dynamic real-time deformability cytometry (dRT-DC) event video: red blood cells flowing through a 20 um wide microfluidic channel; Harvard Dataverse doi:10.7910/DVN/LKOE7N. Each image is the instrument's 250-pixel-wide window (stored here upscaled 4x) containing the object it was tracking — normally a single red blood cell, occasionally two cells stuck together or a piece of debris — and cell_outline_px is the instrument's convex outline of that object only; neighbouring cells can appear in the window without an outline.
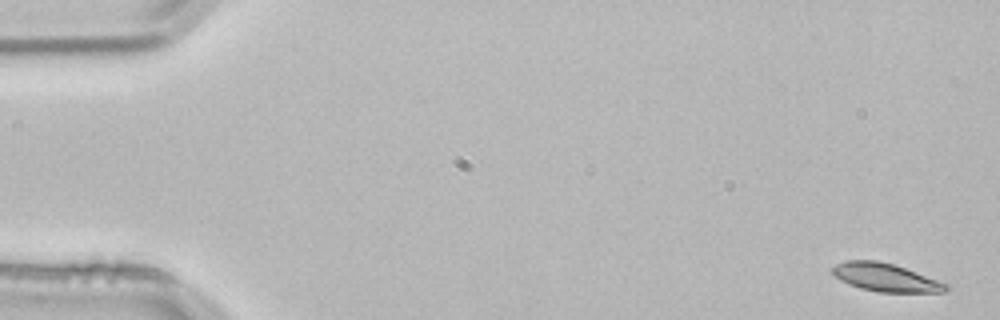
{"species": "common noctule bat (a hibernating species)", "species_latin": "Nyctalus noctula", "temperature_condition": "room temperature", "stored_images_in_passage": 6, "camera_frame_rate_fps": 3000, "um_per_image_px": 0.085, "animal": {"sex": "male", "body_mass_g": 21.5, "forearm_length_mm": 52.0}, "frame": {"image": 1, "passage_image": 1, "time_ms": 0.0, "image_size_px": [1000, 320], "cell_outline_px": [[952, 288], [944, 292], [876, 292], [860, 288], [848, 284], [840, 280], [832, 272], [832, 268], [836, 264], [848, 260], [876, 260], [896, 264], [948, 284]], "centroid_in_image_um": [75.3, 23.58], "position_along_channel_um": 9.7, "area_um2": 18.73}}